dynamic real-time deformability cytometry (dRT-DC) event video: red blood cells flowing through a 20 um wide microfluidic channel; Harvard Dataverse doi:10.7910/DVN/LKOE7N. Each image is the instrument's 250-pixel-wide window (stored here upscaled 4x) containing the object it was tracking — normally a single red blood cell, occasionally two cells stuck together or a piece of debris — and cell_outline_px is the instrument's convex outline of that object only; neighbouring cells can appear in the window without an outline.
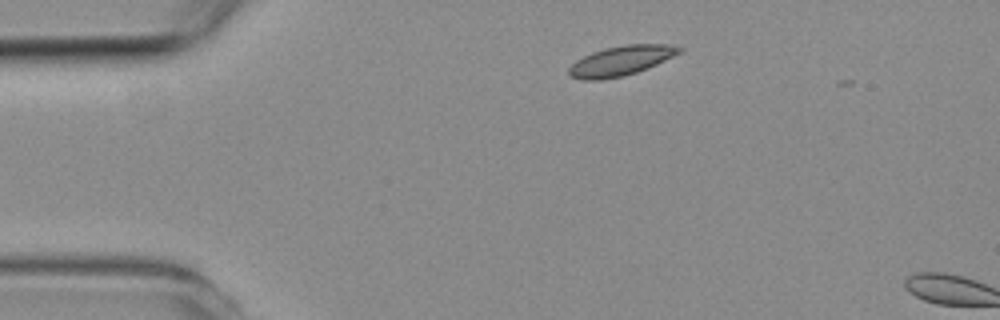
{"species": "common noctule bat (a hibernating species)", "species_latin": "Nyctalus noctula", "temperature_condition": "room temperature", "stored_images_in_passage": 2, "camera_frame_rate_fps": 3000, "um_per_image_px": 0.085, "animal": {"sex": "female", "body_mass_g": 19.3, "forearm_length_mm": 54.1}, "frame": {"image": 1, "passage_image": 1, "time_ms": 0.0, "image_size_px": [1000, 320], "cell_outline_px": [[684, 48], [680, 52], [648, 68], [624, 76], [600, 80], [580, 80], [568, 76], [568, 68], [576, 60], [592, 52], [604, 48], [624, 44], [672, 44]], "centroid_in_image_um": [52.74, 5.16], "position_along_channel_um": 32.3, "area_um2": 19.25}}